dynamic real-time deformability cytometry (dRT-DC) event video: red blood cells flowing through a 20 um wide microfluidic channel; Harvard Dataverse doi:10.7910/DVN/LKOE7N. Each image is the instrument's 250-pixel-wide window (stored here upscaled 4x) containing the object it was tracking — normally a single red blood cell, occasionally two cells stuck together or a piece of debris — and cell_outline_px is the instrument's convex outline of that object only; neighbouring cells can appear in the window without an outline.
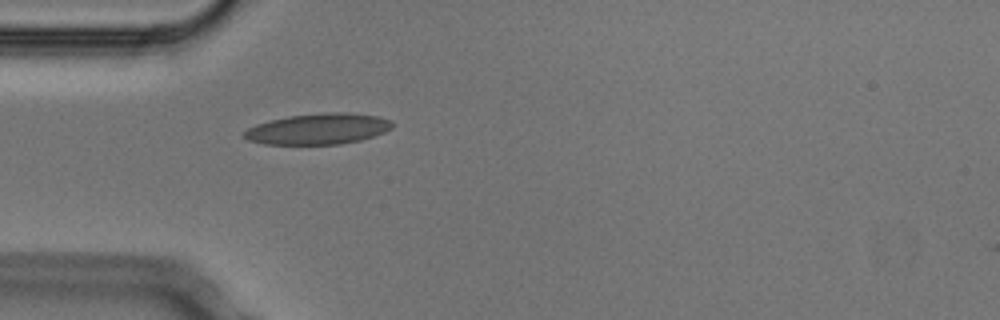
{"species": "Egyptian fruit bat (a non-hibernating species)", "species_latin": "Rousettus aegyptiacus", "temperature_condition": "cold", "stored_images_in_passage": 1, "camera_frame_rate_fps": 3000, "um_per_image_px": 0.085, "animal": {"sex": "male"}, "frame": {"image": 1, "passage_image": 1, "time_ms": 0.0, "image_size_px": [1000, 320], "cell_outline_px": [[392, 128], [384, 132], [360, 140], [340, 144], [264, 144], [248, 140], [244, 136], [244, 132], [248, 128], [256, 124], [288, 116], [328, 112], [348, 112], [380, 116], [392, 120]], "centroid_in_image_um": [27.07, 10.95], "position_along_channel_um": 57.9, "area_um2": 26.59}}